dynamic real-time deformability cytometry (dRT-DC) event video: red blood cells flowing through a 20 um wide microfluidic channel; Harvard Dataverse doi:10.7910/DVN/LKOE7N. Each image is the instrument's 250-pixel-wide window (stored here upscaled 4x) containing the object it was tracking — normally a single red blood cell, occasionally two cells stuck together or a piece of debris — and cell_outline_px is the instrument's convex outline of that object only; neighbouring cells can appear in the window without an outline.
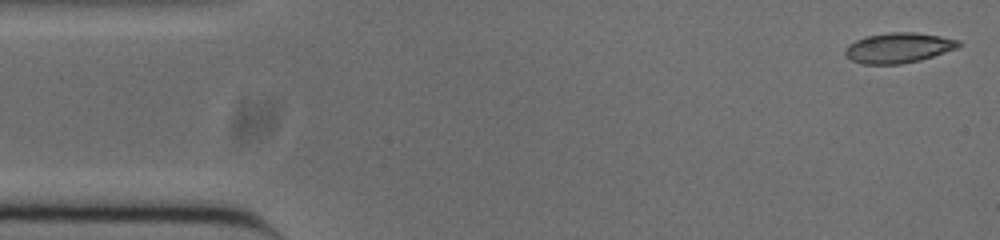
{"species": "common noctule bat (a hibernating species)", "species_latin": "Nyctalus noctula", "temperature_condition": "cold", "stored_images_in_passage": 52, "camera_frame_rate_fps": 3000, "um_per_image_px": 0.085, "animal": {"sex": "male", "body_mass_g": 20.0, "forearm_length_mm": 53.3}, "frame": {"image": 1, "passage_image": 1, "time_ms": 0.0, "image_size_px": [1000, 240], "cell_outline_px": [[960, 44], [956, 48], [920, 60], [900, 64], [864, 64], [852, 60], [844, 52], [856, 40], [868, 36], [888, 32], [916, 32], [940, 36], [960, 40]], "centroid_in_image_um": [76.4, 4.06], "position_along_channel_um": 8.6, "area_um2": 19.54}}
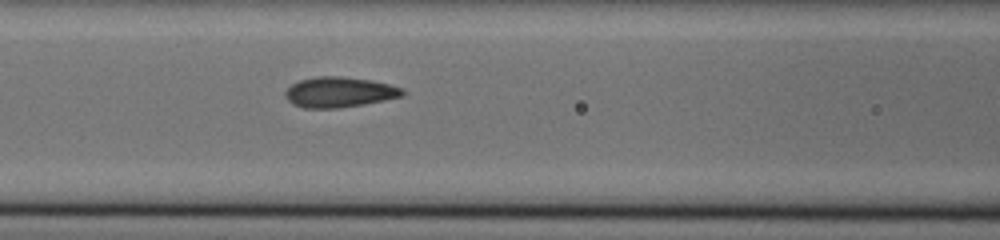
{"frame": {"image": 2, "passage_image": 20, "time_ms": 6.333, "image_size_px": [1000, 240], "cell_outline_px": [[404, 96], [364, 104], [336, 108], [304, 108], [292, 104], [288, 100], [284, 92], [292, 84], [300, 80], [316, 76], [340, 76], [372, 80], [404, 88]], "centroid_in_image_um": [28.85, 7.83], "position_along_channel_um": 137.8, "area_um2": 20.75}}
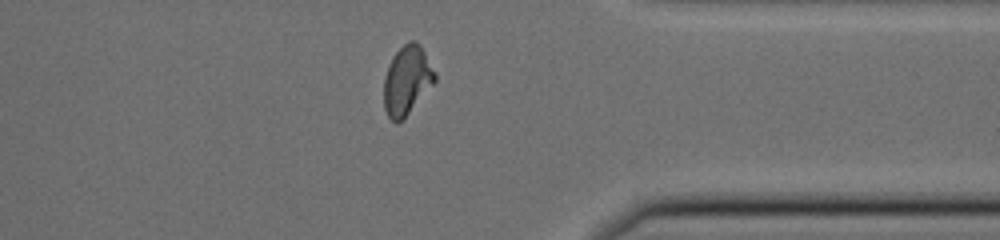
{"frame": {"image": 3, "passage_image": 40, "time_ms": 13.0, "image_size_px": [1000, 240], "cell_outline_px": [[436, 80], [408, 112], [396, 124], [388, 116], [384, 108], [384, 80], [388, 64], [392, 56], [408, 40], [416, 40], [420, 44], [436, 76]], "centroid_in_image_um": [34.56, 6.78], "position_along_channel_um": 376.8, "area_um2": 20.0}, "authors_computed_cell_mechanics": {"area_um2": 19.9699, "velocity_mm_per_s": 3.7749, "shape_relaxation_time_tau1_ms": 6.0217, "shape_relaxation_time_tau2_ms": 1.1171, "deformation_change_tau1": 0.1563, "deformation_change_tau2": 0.0558}}